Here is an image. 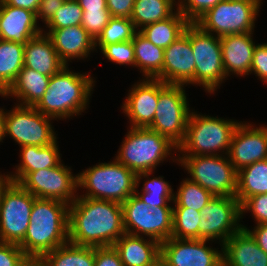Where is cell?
Masks as SVG:
<instances>
[{
	"label": "cell",
	"mask_w": 267,
	"mask_h": 266,
	"mask_svg": "<svg viewBox=\"0 0 267 266\" xmlns=\"http://www.w3.org/2000/svg\"><path fill=\"white\" fill-rule=\"evenodd\" d=\"M135 0H106L107 8L112 17L131 19Z\"/></svg>",
	"instance_id": "cell-46"
},
{
	"label": "cell",
	"mask_w": 267,
	"mask_h": 266,
	"mask_svg": "<svg viewBox=\"0 0 267 266\" xmlns=\"http://www.w3.org/2000/svg\"><path fill=\"white\" fill-rule=\"evenodd\" d=\"M72 173L71 167L61 162L55 167L30 172L19 184L36 198L60 200L70 205L78 196L77 174Z\"/></svg>",
	"instance_id": "cell-15"
},
{
	"label": "cell",
	"mask_w": 267,
	"mask_h": 266,
	"mask_svg": "<svg viewBox=\"0 0 267 266\" xmlns=\"http://www.w3.org/2000/svg\"><path fill=\"white\" fill-rule=\"evenodd\" d=\"M223 266H267V253L241 228L222 244Z\"/></svg>",
	"instance_id": "cell-23"
},
{
	"label": "cell",
	"mask_w": 267,
	"mask_h": 266,
	"mask_svg": "<svg viewBox=\"0 0 267 266\" xmlns=\"http://www.w3.org/2000/svg\"><path fill=\"white\" fill-rule=\"evenodd\" d=\"M200 224L198 225V239L217 241L222 244L241 227L240 203L235 197L214 196L207 205L200 210Z\"/></svg>",
	"instance_id": "cell-14"
},
{
	"label": "cell",
	"mask_w": 267,
	"mask_h": 266,
	"mask_svg": "<svg viewBox=\"0 0 267 266\" xmlns=\"http://www.w3.org/2000/svg\"><path fill=\"white\" fill-rule=\"evenodd\" d=\"M42 33L36 14L30 10L4 4L0 0V39L26 44Z\"/></svg>",
	"instance_id": "cell-21"
},
{
	"label": "cell",
	"mask_w": 267,
	"mask_h": 266,
	"mask_svg": "<svg viewBox=\"0 0 267 266\" xmlns=\"http://www.w3.org/2000/svg\"><path fill=\"white\" fill-rule=\"evenodd\" d=\"M111 18L109 10H83L81 25L96 40Z\"/></svg>",
	"instance_id": "cell-41"
},
{
	"label": "cell",
	"mask_w": 267,
	"mask_h": 266,
	"mask_svg": "<svg viewBox=\"0 0 267 266\" xmlns=\"http://www.w3.org/2000/svg\"><path fill=\"white\" fill-rule=\"evenodd\" d=\"M267 193V159L257 161L237 172V193L240 205L253 195Z\"/></svg>",
	"instance_id": "cell-30"
},
{
	"label": "cell",
	"mask_w": 267,
	"mask_h": 266,
	"mask_svg": "<svg viewBox=\"0 0 267 266\" xmlns=\"http://www.w3.org/2000/svg\"><path fill=\"white\" fill-rule=\"evenodd\" d=\"M24 46L0 39V96L15 81L24 66Z\"/></svg>",
	"instance_id": "cell-33"
},
{
	"label": "cell",
	"mask_w": 267,
	"mask_h": 266,
	"mask_svg": "<svg viewBox=\"0 0 267 266\" xmlns=\"http://www.w3.org/2000/svg\"><path fill=\"white\" fill-rule=\"evenodd\" d=\"M253 33L220 37L222 61L227 78L231 74L241 77L250 74L253 51L256 46Z\"/></svg>",
	"instance_id": "cell-22"
},
{
	"label": "cell",
	"mask_w": 267,
	"mask_h": 266,
	"mask_svg": "<svg viewBox=\"0 0 267 266\" xmlns=\"http://www.w3.org/2000/svg\"><path fill=\"white\" fill-rule=\"evenodd\" d=\"M124 233L121 203L78 195L77 199L69 205L70 243L90 247L113 246Z\"/></svg>",
	"instance_id": "cell-1"
},
{
	"label": "cell",
	"mask_w": 267,
	"mask_h": 266,
	"mask_svg": "<svg viewBox=\"0 0 267 266\" xmlns=\"http://www.w3.org/2000/svg\"><path fill=\"white\" fill-rule=\"evenodd\" d=\"M49 80L50 76L23 66L15 81L1 97H16L19 105L35 106L45 94Z\"/></svg>",
	"instance_id": "cell-27"
},
{
	"label": "cell",
	"mask_w": 267,
	"mask_h": 266,
	"mask_svg": "<svg viewBox=\"0 0 267 266\" xmlns=\"http://www.w3.org/2000/svg\"><path fill=\"white\" fill-rule=\"evenodd\" d=\"M65 65L52 75L41 100L34 106L43 115L53 119L79 116L89 107L95 80L90 74L71 71Z\"/></svg>",
	"instance_id": "cell-3"
},
{
	"label": "cell",
	"mask_w": 267,
	"mask_h": 266,
	"mask_svg": "<svg viewBox=\"0 0 267 266\" xmlns=\"http://www.w3.org/2000/svg\"><path fill=\"white\" fill-rule=\"evenodd\" d=\"M240 211L241 219L246 212L250 211L256 225L267 223V193L247 198L240 205Z\"/></svg>",
	"instance_id": "cell-42"
},
{
	"label": "cell",
	"mask_w": 267,
	"mask_h": 266,
	"mask_svg": "<svg viewBox=\"0 0 267 266\" xmlns=\"http://www.w3.org/2000/svg\"><path fill=\"white\" fill-rule=\"evenodd\" d=\"M262 0H222L195 24L215 36L254 32Z\"/></svg>",
	"instance_id": "cell-8"
},
{
	"label": "cell",
	"mask_w": 267,
	"mask_h": 266,
	"mask_svg": "<svg viewBox=\"0 0 267 266\" xmlns=\"http://www.w3.org/2000/svg\"><path fill=\"white\" fill-rule=\"evenodd\" d=\"M222 0H177V10L190 22L195 23Z\"/></svg>",
	"instance_id": "cell-40"
},
{
	"label": "cell",
	"mask_w": 267,
	"mask_h": 266,
	"mask_svg": "<svg viewBox=\"0 0 267 266\" xmlns=\"http://www.w3.org/2000/svg\"><path fill=\"white\" fill-rule=\"evenodd\" d=\"M190 22L176 9L167 19L148 24L139 32L155 46L167 48L184 32Z\"/></svg>",
	"instance_id": "cell-28"
},
{
	"label": "cell",
	"mask_w": 267,
	"mask_h": 266,
	"mask_svg": "<svg viewBox=\"0 0 267 266\" xmlns=\"http://www.w3.org/2000/svg\"><path fill=\"white\" fill-rule=\"evenodd\" d=\"M175 9L176 0H135L130 20L139 31L148 24L167 19Z\"/></svg>",
	"instance_id": "cell-34"
},
{
	"label": "cell",
	"mask_w": 267,
	"mask_h": 266,
	"mask_svg": "<svg viewBox=\"0 0 267 266\" xmlns=\"http://www.w3.org/2000/svg\"><path fill=\"white\" fill-rule=\"evenodd\" d=\"M65 65L51 39L43 32L28 40L24 46V67L51 77Z\"/></svg>",
	"instance_id": "cell-25"
},
{
	"label": "cell",
	"mask_w": 267,
	"mask_h": 266,
	"mask_svg": "<svg viewBox=\"0 0 267 266\" xmlns=\"http://www.w3.org/2000/svg\"><path fill=\"white\" fill-rule=\"evenodd\" d=\"M6 111L4 118V137L12 138L19 147L26 145L48 146L58 138L51 117L43 115L34 106L15 104Z\"/></svg>",
	"instance_id": "cell-13"
},
{
	"label": "cell",
	"mask_w": 267,
	"mask_h": 266,
	"mask_svg": "<svg viewBox=\"0 0 267 266\" xmlns=\"http://www.w3.org/2000/svg\"><path fill=\"white\" fill-rule=\"evenodd\" d=\"M34 197L20 184L7 180L0 188V242L19 244L30 222Z\"/></svg>",
	"instance_id": "cell-11"
},
{
	"label": "cell",
	"mask_w": 267,
	"mask_h": 266,
	"mask_svg": "<svg viewBox=\"0 0 267 266\" xmlns=\"http://www.w3.org/2000/svg\"><path fill=\"white\" fill-rule=\"evenodd\" d=\"M177 156V164H181L187 174H190L191 181L214 196L235 197L237 171L227 155Z\"/></svg>",
	"instance_id": "cell-7"
},
{
	"label": "cell",
	"mask_w": 267,
	"mask_h": 266,
	"mask_svg": "<svg viewBox=\"0 0 267 266\" xmlns=\"http://www.w3.org/2000/svg\"><path fill=\"white\" fill-rule=\"evenodd\" d=\"M157 79L166 84L195 85V58L191 46V23L179 38L164 49L162 74Z\"/></svg>",
	"instance_id": "cell-17"
},
{
	"label": "cell",
	"mask_w": 267,
	"mask_h": 266,
	"mask_svg": "<svg viewBox=\"0 0 267 266\" xmlns=\"http://www.w3.org/2000/svg\"><path fill=\"white\" fill-rule=\"evenodd\" d=\"M122 205L125 233L153 239L160 244L171 238L173 230V207H156L151 209L131 195Z\"/></svg>",
	"instance_id": "cell-10"
},
{
	"label": "cell",
	"mask_w": 267,
	"mask_h": 266,
	"mask_svg": "<svg viewBox=\"0 0 267 266\" xmlns=\"http://www.w3.org/2000/svg\"><path fill=\"white\" fill-rule=\"evenodd\" d=\"M68 208L63 201L35 198L24 239L18 244L26 256H39L69 242Z\"/></svg>",
	"instance_id": "cell-2"
},
{
	"label": "cell",
	"mask_w": 267,
	"mask_h": 266,
	"mask_svg": "<svg viewBox=\"0 0 267 266\" xmlns=\"http://www.w3.org/2000/svg\"><path fill=\"white\" fill-rule=\"evenodd\" d=\"M227 156L237 172L267 159V125L257 127L241 121L233 134Z\"/></svg>",
	"instance_id": "cell-18"
},
{
	"label": "cell",
	"mask_w": 267,
	"mask_h": 266,
	"mask_svg": "<svg viewBox=\"0 0 267 266\" xmlns=\"http://www.w3.org/2000/svg\"><path fill=\"white\" fill-rule=\"evenodd\" d=\"M149 266H169L167 261L160 255Z\"/></svg>",
	"instance_id": "cell-53"
},
{
	"label": "cell",
	"mask_w": 267,
	"mask_h": 266,
	"mask_svg": "<svg viewBox=\"0 0 267 266\" xmlns=\"http://www.w3.org/2000/svg\"><path fill=\"white\" fill-rule=\"evenodd\" d=\"M128 92L121 108L130 121V127L148 128L153 122L159 100V80L143 78Z\"/></svg>",
	"instance_id": "cell-19"
},
{
	"label": "cell",
	"mask_w": 267,
	"mask_h": 266,
	"mask_svg": "<svg viewBox=\"0 0 267 266\" xmlns=\"http://www.w3.org/2000/svg\"><path fill=\"white\" fill-rule=\"evenodd\" d=\"M65 0H41L36 12V20L41 19L46 25L54 16L55 12L62 7Z\"/></svg>",
	"instance_id": "cell-47"
},
{
	"label": "cell",
	"mask_w": 267,
	"mask_h": 266,
	"mask_svg": "<svg viewBox=\"0 0 267 266\" xmlns=\"http://www.w3.org/2000/svg\"><path fill=\"white\" fill-rule=\"evenodd\" d=\"M25 256L18 244L0 242V266H17Z\"/></svg>",
	"instance_id": "cell-44"
},
{
	"label": "cell",
	"mask_w": 267,
	"mask_h": 266,
	"mask_svg": "<svg viewBox=\"0 0 267 266\" xmlns=\"http://www.w3.org/2000/svg\"><path fill=\"white\" fill-rule=\"evenodd\" d=\"M191 46L195 58V84L215 94L226 80L220 37L203 31L191 23Z\"/></svg>",
	"instance_id": "cell-12"
},
{
	"label": "cell",
	"mask_w": 267,
	"mask_h": 266,
	"mask_svg": "<svg viewBox=\"0 0 267 266\" xmlns=\"http://www.w3.org/2000/svg\"><path fill=\"white\" fill-rule=\"evenodd\" d=\"M243 229H246L256 241L257 245L267 253V223L259 224L254 228L249 229L248 227L241 225ZM252 230V231H251Z\"/></svg>",
	"instance_id": "cell-48"
},
{
	"label": "cell",
	"mask_w": 267,
	"mask_h": 266,
	"mask_svg": "<svg viewBox=\"0 0 267 266\" xmlns=\"http://www.w3.org/2000/svg\"><path fill=\"white\" fill-rule=\"evenodd\" d=\"M17 266H45V263L42 257L25 256Z\"/></svg>",
	"instance_id": "cell-51"
},
{
	"label": "cell",
	"mask_w": 267,
	"mask_h": 266,
	"mask_svg": "<svg viewBox=\"0 0 267 266\" xmlns=\"http://www.w3.org/2000/svg\"><path fill=\"white\" fill-rule=\"evenodd\" d=\"M44 30L42 28V32L51 39L58 56L66 65H69L68 62H72V59L84 60L90 57L91 51L97 50L95 40L82 25L47 30V32Z\"/></svg>",
	"instance_id": "cell-20"
},
{
	"label": "cell",
	"mask_w": 267,
	"mask_h": 266,
	"mask_svg": "<svg viewBox=\"0 0 267 266\" xmlns=\"http://www.w3.org/2000/svg\"><path fill=\"white\" fill-rule=\"evenodd\" d=\"M82 16L83 10L77 0H65L45 27L54 30L81 25Z\"/></svg>",
	"instance_id": "cell-38"
},
{
	"label": "cell",
	"mask_w": 267,
	"mask_h": 266,
	"mask_svg": "<svg viewBox=\"0 0 267 266\" xmlns=\"http://www.w3.org/2000/svg\"><path fill=\"white\" fill-rule=\"evenodd\" d=\"M45 266H95V247L70 242L42 256Z\"/></svg>",
	"instance_id": "cell-32"
},
{
	"label": "cell",
	"mask_w": 267,
	"mask_h": 266,
	"mask_svg": "<svg viewBox=\"0 0 267 266\" xmlns=\"http://www.w3.org/2000/svg\"><path fill=\"white\" fill-rule=\"evenodd\" d=\"M174 150L177 147L158 132L130 127L115 159L135 174L153 172L168 156L177 162V156L172 157Z\"/></svg>",
	"instance_id": "cell-5"
},
{
	"label": "cell",
	"mask_w": 267,
	"mask_h": 266,
	"mask_svg": "<svg viewBox=\"0 0 267 266\" xmlns=\"http://www.w3.org/2000/svg\"><path fill=\"white\" fill-rule=\"evenodd\" d=\"M137 32L130 19L112 17L95 40V48L98 47L101 50L105 45L130 41Z\"/></svg>",
	"instance_id": "cell-36"
},
{
	"label": "cell",
	"mask_w": 267,
	"mask_h": 266,
	"mask_svg": "<svg viewBox=\"0 0 267 266\" xmlns=\"http://www.w3.org/2000/svg\"><path fill=\"white\" fill-rule=\"evenodd\" d=\"M101 52L109 62L135 67V52L132 40L105 45Z\"/></svg>",
	"instance_id": "cell-39"
},
{
	"label": "cell",
	"mask_w": 267,
	"mask_h": 266,
	"mask_svg": "<svg viewBox=\"0 0 267 266\" xmlns=\"http://www.w3.org/2000/svg\"><path fill=\"white\" fill-rule=\"evenodd\" d=\"M185 87L186 85L166 84L159 80V100L153 122L148 127L166 137L177 148L184 140L192 112Z\"/></svg>",
	"instance_id": "cell-9"
},
{
	"label": "cell",
	"mask_w": 267,
	"mask_h": 266,
	"mask_svg": "<svg viewBox=\"0 0 267 266\" xmlns=\"http://www.w3.org/2000/svg\"><path fill=\"white\" fill-rule=\"evenodd\" d=\"M82 10H108L106 0H77Z\"/></svg>",
	"instance_id": "cell-50"
},
{
	"label": "cell",
	"mask_w": 267,
	"mask_h": 266,
	"mask_svg": "<svg viewBox=\"0 0 267 266\" xmlns=\"http://www.w3.org/2000/svg\"><path fill=\"white\" fill-rule=\"evenodd\" d=\"M78 189L86 190L80 197L123 203L135 194L136 174L115 158L77 174Z\"/></svg>",
	"instance_id": "cell-6"
},
{
	"label": "cell",
	"mask_w": 267,
	"mask_h": 266,
	"mask_svg": "<svg viewBox=\"0 0 267 266\" xmlns=\"http://www.w3.org/2000/svg\"><path fill=\"white\" fill-rule=\"evenodd\" d=\"M214 195L189 178L183 179L176 194H173L174 207L202 210Z\"/></svg>",
	"instance_id": "cell-35"
},
{
	"label": "cell",
	"mask_w": 267,
	"mask_h": 266,
	"mask_svg": "<svg viewBox=\"0 0 267 266\" xmlns=\"http://www.w3.org/2000/svg\"><path fill=\"white\" fill-rule=\"evenodd\" d=\"M135 52V67L144 78L157 79L162 74L164 49L155 46L139 31L132 39Z\"/></svg>",
	"instance_id": "cell-29"
},
{
	"label": "cell",
	"mask_w": 267,
	"mask_h": 266,
	"mask_svg": "<svg viewBox=\"0 0 267 266\" xmlns=\"http://www.w3.org/2000/svg\"><path fill=\"white\" fill-rule=\"evenodd\" d=\"M5 109L0 108V142H3L4 137V118H5Z\"/></svg>",
	"instance_id": "cell-52"
},
{
	"label": "cell",
	"mask_w": 267,
	"mask_h": 266,
	"mask_svg": "<svg viewBox=\"0 0 267 266\" xmlns=\"http://www.w3.org/2000/svg\"><path fill=\"white\" fill-rule=\"evenodd\" d=\"M57 144L56 140L48 146L26 145L20 147V163L15 166L14 173L9 172L8 174L7 172V179L19 184L30 172L59 165L62 160Z\"/></svg>",
	"instance_id": "cell-24"
},
{
	"label": "cell",
	"mask_w": 267,
	"mask_h": 266,
	"mask_svg": "<svg viewBox=\"0 0 267 266\" xmlns=\"http://www.w3.org/2000/svg\"><path fill=\"white\" fill-rule=\"evenodd\" d=\"M95 266H123L113 246L95 247Z\"/></svg>",
	"instance_id": "cell-45"
},
{
	"label": "cell",
	"mask_w": 267,
	"mask_h": 266,
	"mask_svg": "<svg viewBox=\"0 0 267 266\" xmlns=\"http://www.w3.org/2000/svg\"><path fill=\"white\" fill-rule=\"evenodd\" d=\"M207 242L171 237L161 243V256L169 266H223L222 248L213 249Z\"/></svg>",
	"instance_id": "cell-16"
},
{
	"label": "cell",
	"mask_w": 267,
	"mask_h": 266,
	"mask_svg": "<svg viewBox=\"0 0 267 266\" xmlns=\"http://www.w3.org/2000/svg\"><path fill=\"white\" fill-rule=\"evenodd\" d=\"M113 247L123 266H149L161 255V244L153 239L124 233Z\"/></svg>",
	"instance_id": "cell-26"
},
{
	"label": "cell",
	"mask_w": 267,
	"mask_h": 266,
	"mask_svg": "<svg viewBox=\"0 0 267 266\" xmlns=\"http://www.w3.org/2000/svg\"><path fill=\"white\" fill-rule=\"evenodd\" d=\"M153 172H144L136 174L135 194L141 201L149 205L151 209L156 207H173L168 202H173V189L163 176L149 178ZM145 178V179H144ZM147 178V179H146ZM141 179H144L143 187L139 193Z\"/></svg>",
	"instance_id": "cell-31"
},
{
	"label": "cell",
	"mask_w": 267,
	"mask_h": 266,
	"mask_svg": "<svg viewBox=\"0 0 267 266\" xmlns=\"http://www.w3.org/2000/svg\"><path fill=\"white\" fill-rule=\"evenodd\" d=\"M252 73L267 84V43L256 44L251 63L250 74Z\"/></svg>",
	"instance_id": "cell-43"
},
{
	"label": "cell",
	"mask_w": 267,
	"mask_h": 266,
	"mask_svg": "<svg viewBox=\"0 0 267 266\" xmlns=\"http://www.w3.org/2000/svg\"><path fill=\"white\" fill-rule=\"evenodd\" d=\"M200 211L186 207H173V230L171 237L178 239H198Z\"/></svg>",
	"instance_id": "cell-37"
},
{
	"label": "cell",
	"mask_w": 267,
	"mask_h": 266,
	"mask_svg": "<svg viewBox=\"0 0 267 266\" xmlns=\"http://www.w3.org/2000/svg\"><path fill=\"white\" fill-rule=\"evenodd\" d=\"M4 4L30 10L36 14L41 0H1Z\"/></svg>",
	"instance_id": "cell-49"
},
{
	"label": "cell",
	"mask_w": 267,
	"mask_h": 266,
	"mask_svg": "<svg viewBox=\"0 0 267 266\" xmlns=\"http://www.w3.org/2000/svg\"><path fill=\"white\" fill-rule=\"evenodd\" d=\"M7 176L5 173H3V175L0 172V188L2 187V185L7 181Z\"/></svg>",
	"instance_id": "cell-54"
},
{
	"label": "cell",
	"mask_w": 267,
	"mask_h": 266,
	"mask_svg": "<svg viewBox=\"0 0 267 266\" xmlns=\"http://www.w3.org/2000/svg\"><path fill=\"white\" fill-rule=\"evenodd\" d=\"M239 124L232 119L201 115L192 110L184 140L177 152L188 156L227 155Z\"/></svg>",
	"instance_id": "cell-4"
}]
</instances>
